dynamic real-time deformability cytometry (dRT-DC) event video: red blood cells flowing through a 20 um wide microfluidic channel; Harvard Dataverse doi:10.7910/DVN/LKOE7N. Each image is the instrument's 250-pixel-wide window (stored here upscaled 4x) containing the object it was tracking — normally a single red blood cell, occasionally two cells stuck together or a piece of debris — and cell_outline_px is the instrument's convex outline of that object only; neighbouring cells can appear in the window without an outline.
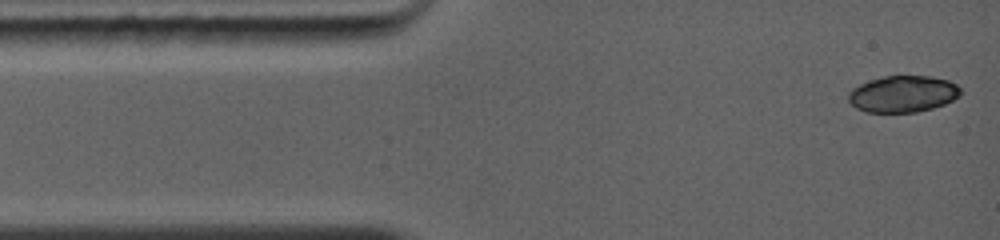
{"species": "common noctule bat (a hibernating species)", "species_latin": "Nyctalus noctula", "temperature_condition": "warm", "stored_images_in_passage": 8, "camera_frame_rate_fps": 5000, "um_per_image_px": 0.085, "animal": {"sex": "female", "body_mass_g": 19.0, "forearm_length_mm": 56.7}, "frame": {"image": 1, "passage_image": 1, "time_ms": 0.0, "image_size_px": [1000, 240], "cell_outline_px": [[960, 96], [944, 104], [932, 108], [916, 112], [868, 112], [856, 108], [848, 100], [848, 92], [852, 88], [860, 84], [884, 76], [932, 76], [948, 80], [956, 84], [960, 88]], "centroid_in_image_um": [76.75, 7.98], "position_along_channel_um": 8.3, "area_um2": 23.81}}